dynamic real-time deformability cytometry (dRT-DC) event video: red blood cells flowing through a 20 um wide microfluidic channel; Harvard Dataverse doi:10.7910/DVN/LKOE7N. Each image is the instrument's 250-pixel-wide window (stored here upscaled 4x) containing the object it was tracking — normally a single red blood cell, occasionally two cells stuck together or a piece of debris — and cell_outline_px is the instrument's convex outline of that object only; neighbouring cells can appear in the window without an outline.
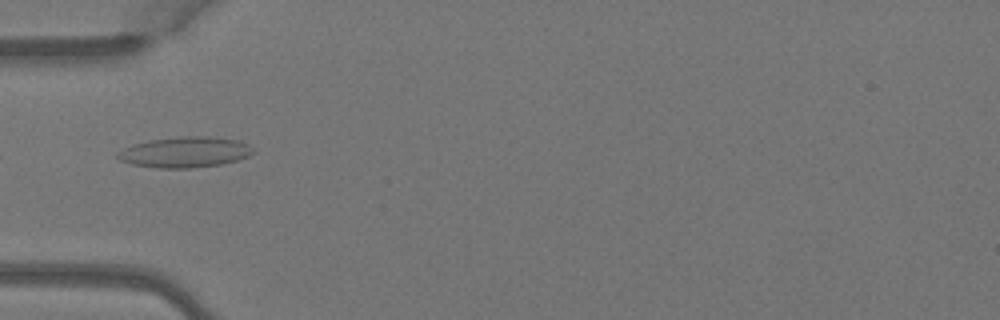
{"species": "Egyptian fruit bat (a non-hibernating species)", "species_latin": "Rousettus aegyptiacus", "temperature_condition": "warm", "stored_images_in_passage": 2, "camera_frame_rate_fps": 3000, "um_per_image_px": 0.085, "animal": {"sex": "female"}, "frame": {"image": 1, "passage_image": 1, "time_ms": 0.0, "image_size_px": [1000, 320], "cell_outline_px": [[252, 152], [248, 156], [236, 160], [220, 164], [192, 168], [156, 168], [132, 164], [120, 160], [116, 156], [116, 152], [124, 148], [136, 144], [152, 140], [176, 136], [208, 136], [240, 140], [248, 144], [252, 148]], "centroid_in_image_um": [15.71, 12.93], "position_along_channel_um": 69.3, "area_um2": 24.1}}
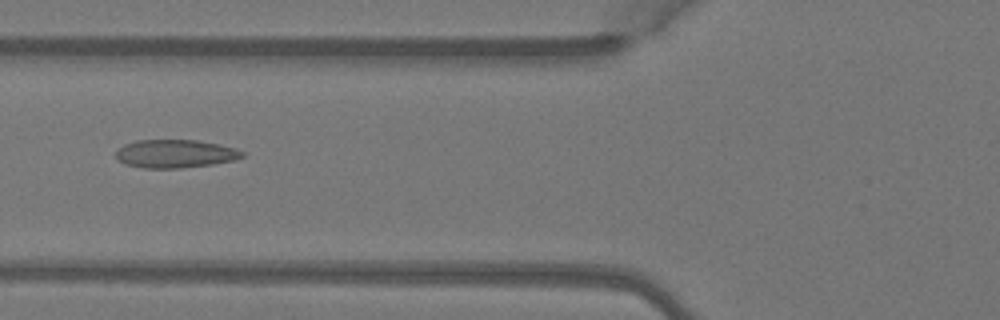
{"frame": {"image": 2, "passage_image": 2, "time_ms": 0.333, "image_size_px": [1000, 320], "cell_outline_px": [[244, 156], [236, 160], [212, 164], [180, 168], [144, 168], [124, 164], [116, 160], [116, 148], [124, 144], [136, 140], [196, 140], [236, 148], [244, 152]], "centroid_in_image_um": [14.85, 13.07], "position_along_channel_um": 111.0, "area_um2": 20.92}}